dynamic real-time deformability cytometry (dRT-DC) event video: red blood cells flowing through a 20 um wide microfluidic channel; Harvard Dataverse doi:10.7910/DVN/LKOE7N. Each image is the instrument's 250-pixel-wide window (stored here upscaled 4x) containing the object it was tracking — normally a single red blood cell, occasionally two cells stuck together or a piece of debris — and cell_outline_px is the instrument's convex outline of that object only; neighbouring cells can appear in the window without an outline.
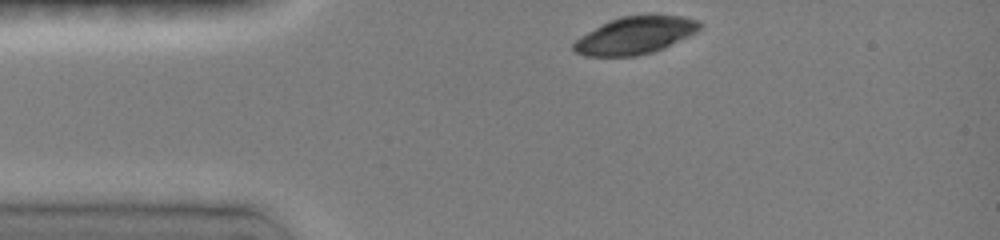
{"species": "common noctule bat (a hibernating species)", "species_latin": "Nyctalus noctula", "temperature_condition": "room temperature", "stored_images_in_passage": 32, "camera_frame_rate_fps": 3000, "um_per_image_px": 0.085, "animal": {"sex": "female", "body_mass_g": 19.0, "forearm_length_mm": 51.5}, "frame": {"image": 1, "passage_image": 1, "time_ms": 0.0, "image_size_px": [1000, 240], "cell_outline_px": [[700, 28], [696, 32], [688, 36], [652, 52], [632, 56], [588, 56], [576, 52], [572, 48], [572, 44], [580, 36], [608, 20], [620, 16], [648, 12], [656, 12], [684, 16], [700, 20]], "centroid_in_image_um": [54.0, 2.94], "position_along_channel_um": 31.0, "area_um2": 28.03}}